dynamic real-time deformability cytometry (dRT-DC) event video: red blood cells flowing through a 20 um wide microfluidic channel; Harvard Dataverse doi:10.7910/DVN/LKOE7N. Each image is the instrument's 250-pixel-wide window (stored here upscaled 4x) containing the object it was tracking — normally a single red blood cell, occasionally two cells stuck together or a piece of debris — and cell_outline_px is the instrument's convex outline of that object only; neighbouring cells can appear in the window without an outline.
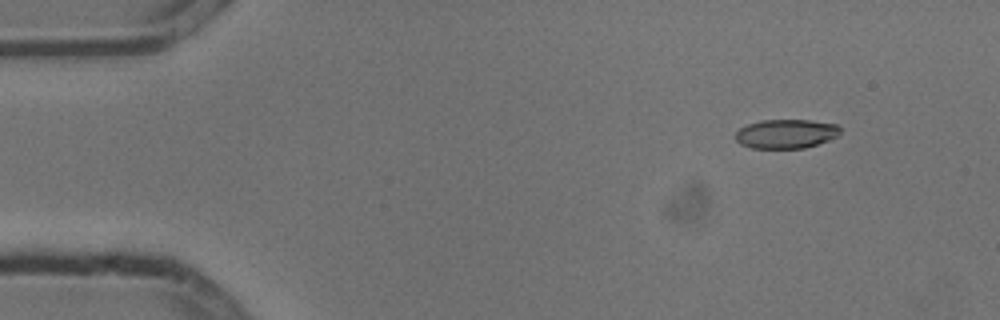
{"species": "common noctule bat (a hibernating species)", "species_latin": "Nyctalus noctula", "temperature_condition": "cold", "stored_images_in_passage": 5, "segment_of_instrument_passage": [1, 2], "camera_frame_rate_fps": 3000, "um_per_image_px": 0.085, "animal": {"sex": "male", "body_mass_g": 13.3}, "frame": {"image": 1, "passage_image": 1, "time_ms": 0.0, "image_size_px": [1000, 320], "cell_outline_px": [[840, 136], [804, 148], [752, 148], [740, 144], [736, 140], [736, 132], [740, 128], [748, 124], [760, 120], [808, 120], [836, 124], [840, 128]], "centroid_in_image_um": [66.82, 11.37], "position_along_channel_um": 18.2, "area_um2": 17.74}}
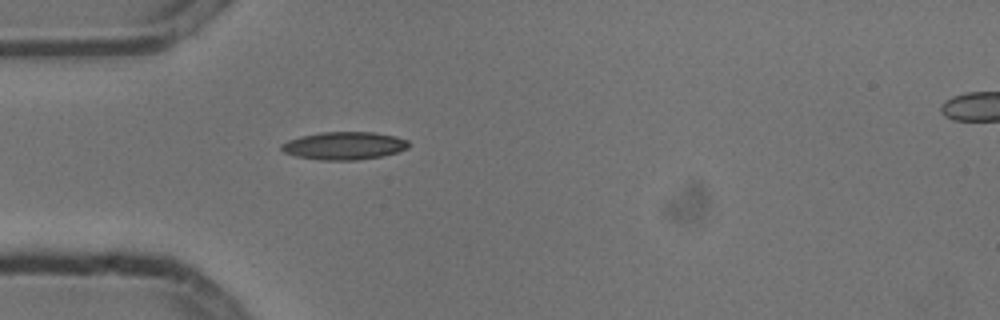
{"frame": {"image": 2, "passage_image": 4, "time_ms": 1.0, "image_size_px": [1000, 320], "cell_outline_px": [[408, 148], [396, 152], [380, 156], [356, 160], [320, 160], [296, 156], [284, 152], [280, 148], [280, 144], [288, 140], [300, 136], [320, 132], [372, 132], [396, 136], [408, 140]], "centroid_in_image_um": [29.22, 12.38], "position_along_channel_um": 55.8, "area_um2": 20.58}}